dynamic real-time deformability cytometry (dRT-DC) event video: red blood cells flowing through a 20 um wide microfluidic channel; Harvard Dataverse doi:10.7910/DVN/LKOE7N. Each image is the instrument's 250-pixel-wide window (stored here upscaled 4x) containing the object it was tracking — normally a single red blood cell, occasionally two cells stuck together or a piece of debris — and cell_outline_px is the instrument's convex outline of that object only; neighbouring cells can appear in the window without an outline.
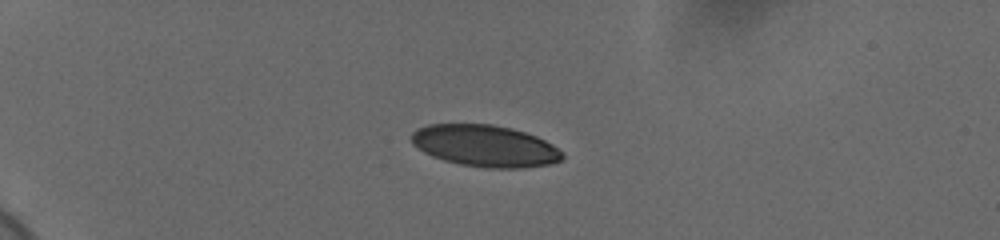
{"species": "human", "species_latin": "Homo sapiens", "temperature_condition": "cold", "stored_images_in_passage": 25, "camera_frame_rate_fps": 3000, "um_per_image_px": 0.085, "donor": {"sex": "female"}, "frame": {"image": 1, "passage_image": 1, "time_ms": 0.0, "image_size_px": [1000, 240], "cell_outline_px": [[564, 160], [548, 164], [520, 168], [484, 168], [460, 164], [444, 160], [432, 156], [424, 152], [412, 144], [412, 132], [416, 128], [428, 124], [492, 124], [512, 128], [536, 136], [552, 144], [564, 152]], "centroid_in_image_um": [41.24, 12.4], "position_along_channel_um": 43.8, "area_um2": 36.82}}
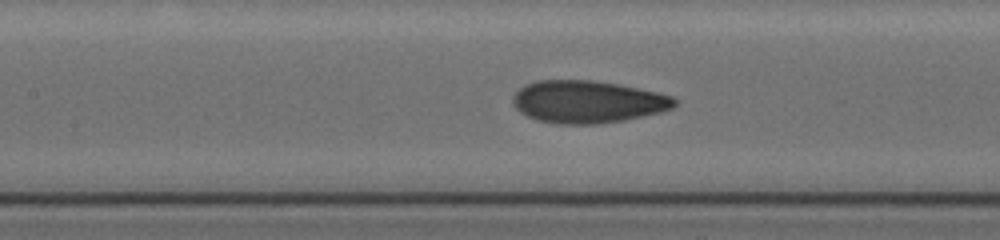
{"frame": {"image": 2, "passage_image": 15, "time_ms": 4.667, "image_size_px": [1000, 240], "cell_outline_px": [[676, 104], [672, 108], [660, 112], [624, 120], [596, 124], [556, 124], [536, 120], [520, 112], [512, 104], [512, 96], [524, 84], [536, 80], [592, 80], [620, 84], [656, 92], [672, 96], [676, 100]], "centroid_in_image_um": [49.91, 8.65], "position_along_channel_um": 157.5, "area_um2": 40.11}}
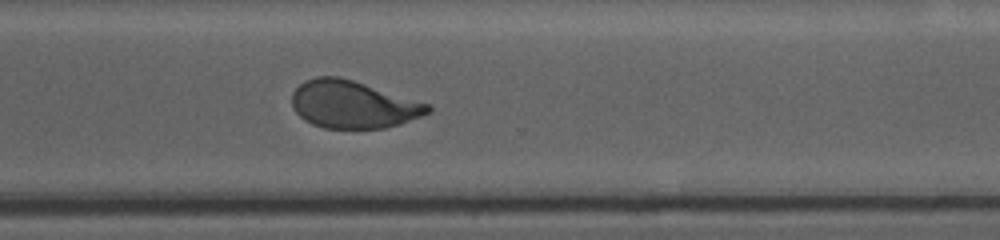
{"frame": {"image": 3, "passage_image": 25, "time_ms": 8.0, "image_size_px": [1000, 240], "cell_outline_px": [[432, 112], [400, 124], [384, 128], [324, 128], [312, 124], [304, 120], [292, 108], [292, 92], [304, 80], [316, 76], [340, 76], [432, 104]], "centroid_in_image_um": [30.02, 8.87], "position_along_channel_um": 340.6, "area_um2": 37.97}}